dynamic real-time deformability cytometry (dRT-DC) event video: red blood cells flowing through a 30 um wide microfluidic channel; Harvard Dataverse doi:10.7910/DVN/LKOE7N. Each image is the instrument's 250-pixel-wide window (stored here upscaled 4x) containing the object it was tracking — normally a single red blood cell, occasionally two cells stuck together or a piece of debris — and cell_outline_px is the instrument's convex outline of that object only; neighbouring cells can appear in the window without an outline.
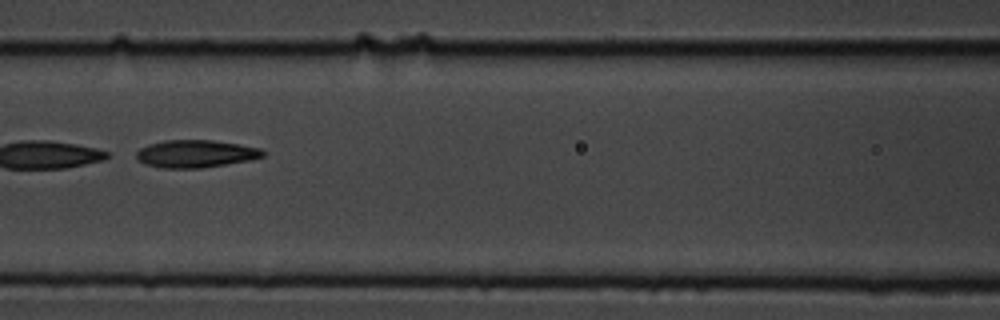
{"species": "common noctule bat (a hibernating species)", "species_latin": "Nyctalus noctula", "temperature_condition": "cold", "stored_images_in_passage": 9, "segment_of_instrument_passage": [1, 2], "camera_frame_rate_fps": 3000, "um_per_image_px": 0.085, "animal": {"sex": "male", "body_mass_g": 19.5, "forearm_length_mm": 54.6}, "frame": {"image": 1, "passage_image": 6, "time_ms": 1.667, "image_size_px": [1000, 320], "cell_outline_px": [[264, 156], [252, 160], [200, 168], [160, 168], [144, 164], [136, 160], [136, 152], [140, 148], [148, 144], [164, 140], [212, 140], [260, 148], [264, 152]], "centroid_in_image_um": [16.58, 13.07], "position_along_channel_um": 150.0, "area_um2": 20.4}}
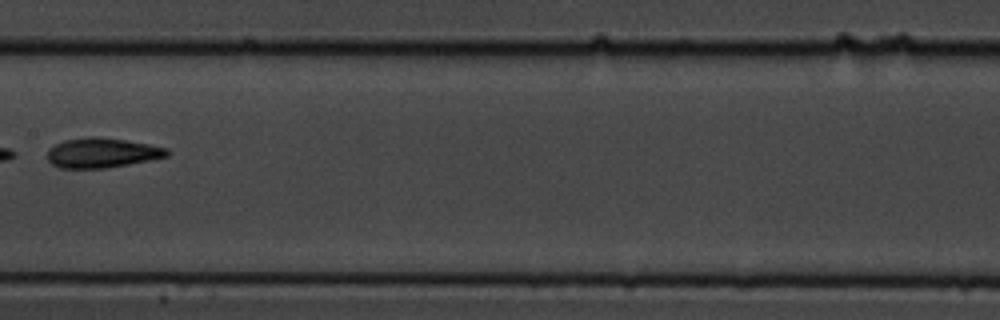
{"frame": {"image": 2, "passage_image": 7, "time_ms": 2.0, "image_size_px": [1000, 320], "cell_outline_px": [[168, 156], [108, 168], [60, 168], [52, 164], [48, 160], [48, 148], [64, 140], [88, 136], [96, 136], [124, 140], [148, 144], [168, 148]], "centroid_in_image_um": [8.64, 12.99], "position_along_channel_um": 198.8, "area_um2": 20.69}}
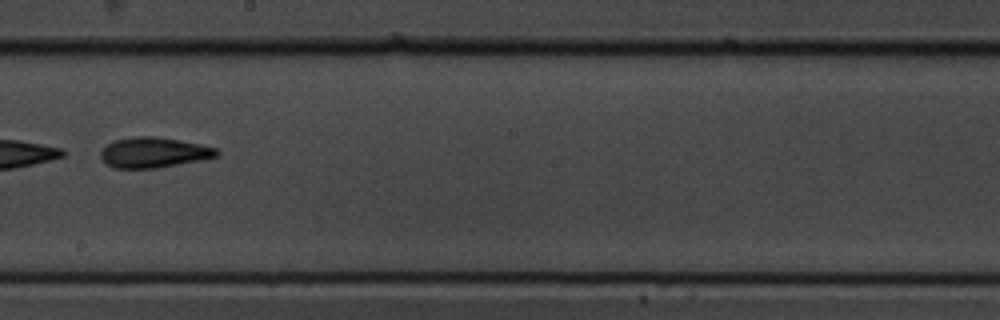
{"frame": {"image": 3, "passage_image": 8, "time_ms": 2.333, "image_size_px": [1000, 320], "cell_outline_px": [[220, 152], [216, 156], [200, 160], [156, 168], [116, 168], [108, 164], [100, 156], [100, 152], [108, 144], [116, 140], [132, 136], [156, 136], [180, 140], [200, 144], [216, 148]], "centroid_in_image_um": [13.07, 12.95], "position_along_channel_um": 235.1, "area_um2": 20.29}}